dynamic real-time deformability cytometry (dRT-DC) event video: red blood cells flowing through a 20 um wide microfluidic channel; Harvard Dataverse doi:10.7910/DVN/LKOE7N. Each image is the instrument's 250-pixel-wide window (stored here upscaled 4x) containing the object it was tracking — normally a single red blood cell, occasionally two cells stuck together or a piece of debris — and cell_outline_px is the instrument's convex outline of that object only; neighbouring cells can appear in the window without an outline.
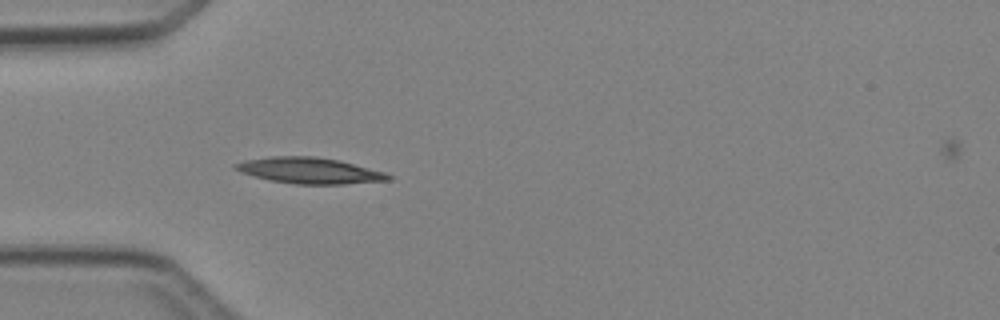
{"species": "Egyptian fruit bat (a non-hibernating species)", "species_latin": "Rousettus aegyptiacus", "temperature_condition": "cold", "stored_images_in_passage": 4, "camera_frame_rate_fps": 3000, "um_per_image_px": 0.085, "animal": {"sex": "female"}, "frame": {"image": 1, "passage_image": 4, "time_ms": 4.333, "image_size_px": [1000, 320], "cell_outline_px": [[392, 180], [344, 184], [296, 184], [268, 180], [240, 172], [232, 168], [232, 164], [244, 160], [272, 156], [316, 156], [340, 160], [384, 172], [392, 176]], "centroid_in_image_um": [26.27, 14.49], "position_along_channel_um": 58.7, "area_um2": 23.35}}